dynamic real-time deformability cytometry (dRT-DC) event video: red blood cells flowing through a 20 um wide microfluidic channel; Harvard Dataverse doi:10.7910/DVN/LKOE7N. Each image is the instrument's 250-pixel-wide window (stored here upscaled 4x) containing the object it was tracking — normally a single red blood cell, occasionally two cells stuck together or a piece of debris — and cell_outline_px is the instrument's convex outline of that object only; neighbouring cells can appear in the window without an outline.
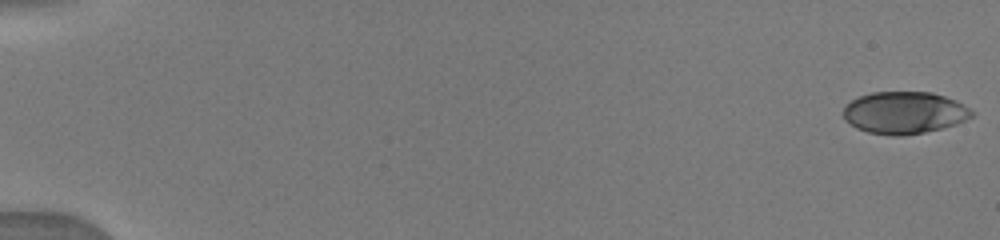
{"species": "human", "species_latin": "Homo sapiens", "temperature_condition": "warm", "stored_images_in_passage": 31, "camera_frame_rate_fps": 3000, "um_per_image_px": 0.085, "donor": {"sex": "male"}, "frame": {"image": 1, "passage_image": 1, "time_ms": 0.0, "image_size_px": [1000, 240], "cell_outline_px": [[976, 112], [972, 116], [956, 124], [924, 132], [900, 136], [892, 136], [868, 132], [856, 128], [844, 120], [844, 108], [852, 100], [860, 96], [872, 92], [932, 92], [956, 100]], "centroid_in_image_um": [76.87, 9.58], "position_along_channel_um": 8.1, "area_um2": 31.44}}
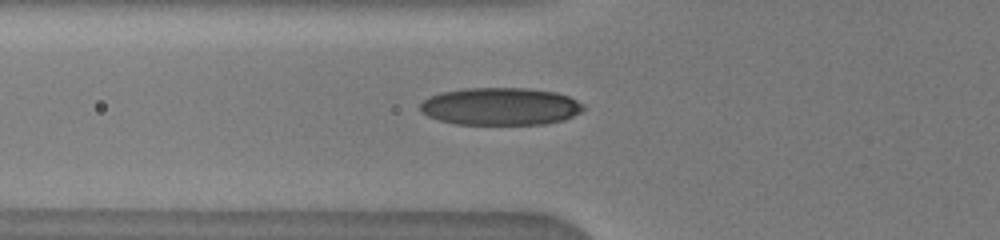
{"frame": {"image": 2, "passage_image": 25, "time_ms": 6.333, "image_size_px": [1000, 240], "cell_outline_px": [[584, 108], [580, 112], [564, 120], [544, 124], [456, 124], [440, 120], [428, 116], [420, 112], [420, 104], [424, 100], [440, 92], [464, 88], [528, 88], [556, 92], [568, 96], [584, 104]], "centroid_in_image_um": [42.54, 9.04], "position_along_channel_um": 83.3, "area_um2": 35.72}}
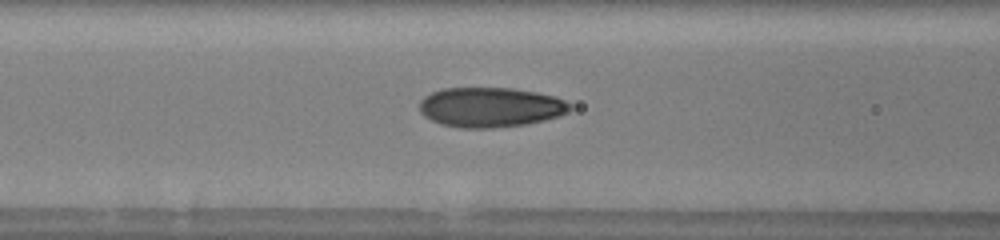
{"frame": {"image": 3, "passage_image": 29, "time_ms": 7.333, "image_size_px": [1000, 240], "cell_outline_px": [[572, 108], [568, 112], [560, 116], [544, 120], [524, 124], [492, 128], [460, 128], [440, 124], [424, 116], [420, 112], [420, 100], [424, 96], [440, 88], [512, 88], [536, 92], [556, 96], [572, 104]], "centroid_in_image_um": [41.69, 9.11], "position_along_channel_um": 124.9, "area_um2": 35.14}}